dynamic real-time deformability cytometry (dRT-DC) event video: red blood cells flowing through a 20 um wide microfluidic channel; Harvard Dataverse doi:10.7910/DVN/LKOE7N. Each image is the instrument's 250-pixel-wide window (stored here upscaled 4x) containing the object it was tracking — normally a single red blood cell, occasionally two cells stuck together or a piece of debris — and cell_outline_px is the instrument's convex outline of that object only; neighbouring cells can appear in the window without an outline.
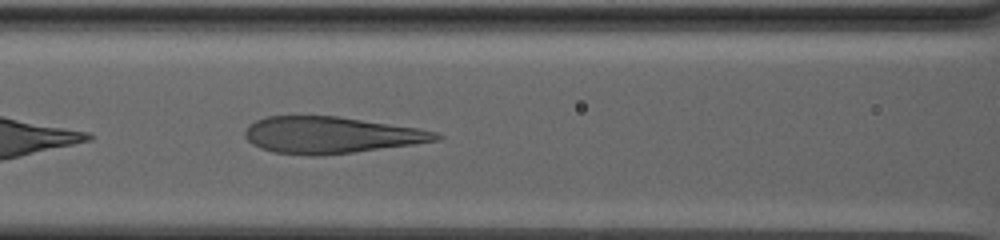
{"species": "human", "species_latin": "Homo sapiens", "temperature_condition": "warm", "stored_images_in_passage": 54, "camera_frame_rate_fps": 3000, "um_per_image_px": 0.085, "donor": {"sex": "male"}, "frame": {"image": 1, "passage_image": 10, "time_ms": 3.0, "image_size_px": [1000, 240], "cell_outline_px": [[444, 136], [440, 140], [412, 144], [352, 152], [320, 156], [308, 156], [276, 152], [260, 148], [252, 144], [244, 136], [244, 132], [248, 124], [264, 116], [336, 116], [416, 128], [436, 132]], "centroid_in_image_um": [28.06, 11.48], "position_along_channel_um": 138.5, "area_um2": 40.52}}
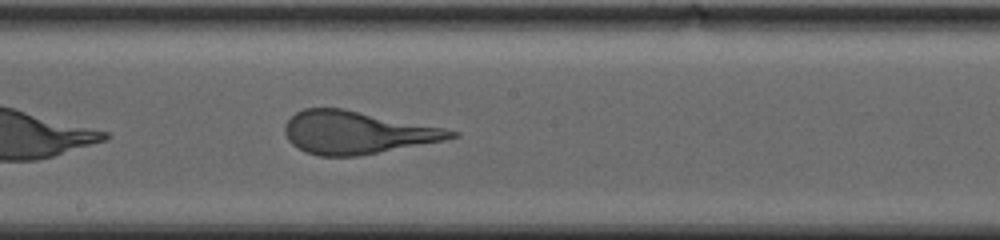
{"frame": {"image": 2, "passage_image": 20, "time_ms": 6.333, "image_size_px": [1000, 240], "cell_outline_px": [[460, 136], [444, 140], [356, 156], [320, 156], [308, 152], [292, 144], [288, 140], [284, 132], [284, 124], [296, 112], [304, 108], [344, 108], [444, 128], [460, 132]], "centroid_in_image_um": [30.32, 11.25], "position_along_channel_um": 217.9, "area_um2": 41.04}}
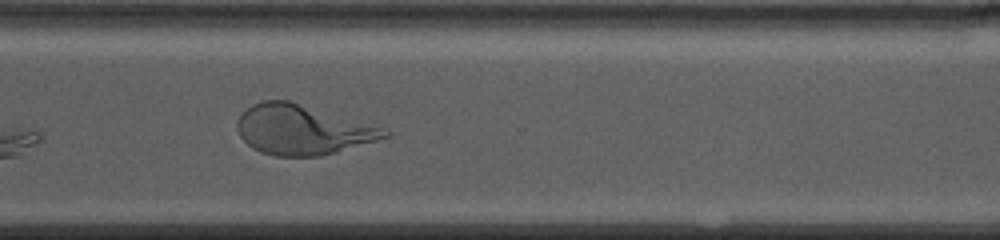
{"frame": {"image": 3, "passage_image": 36, "time_ms": 11.667, "image_size_px": [1000, 240], "cell_outline_px": [[392, 136], [336, 152], [320, 156], [276, 156], [260, 152], [252, 148], [240, 136], [236, 128], [236, 124], [240, 116], [252, 104], [264, 100], [288, 100], [380, 128], [392, 132]], "centroid_in_image_um": [25.66, 11.05], "position_along_channel_um": 344.9, "area_um2": 42.02}}